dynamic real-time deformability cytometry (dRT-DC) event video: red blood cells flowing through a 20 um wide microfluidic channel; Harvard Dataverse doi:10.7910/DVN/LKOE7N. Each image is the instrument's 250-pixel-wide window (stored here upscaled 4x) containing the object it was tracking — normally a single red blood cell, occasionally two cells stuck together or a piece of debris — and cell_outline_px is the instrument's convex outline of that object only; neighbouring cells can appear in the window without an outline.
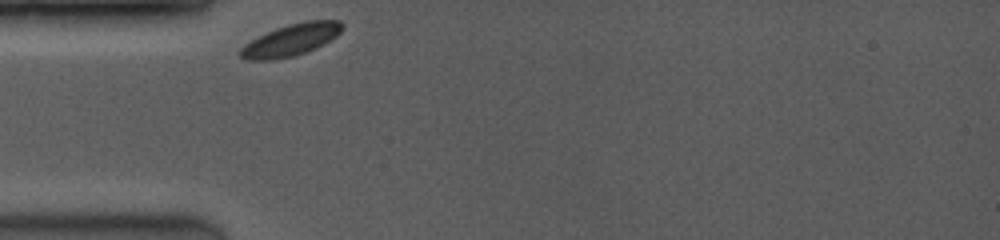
{"species": "common noctule bat (a hibernating species)", "species_latin": "Nyctalus noctula", "temperature_condition": "room temperature", "stored_images_in_passage": 3, "camera_frame_rate_fps": 3500, "um_per_image_px": 0.085, "animal": {"sex": "female", "body_mass_g": 19.0, "forearm_length_mm": 53.3}, "frame": {"image": 1, "passage_image": 1, "time_ms": 0.0, "image_size_px": [1000, 240], "cell_outline_px": [[344, 28], [336, 36], [324, 44], [316, 48], [292, 56], [272, 60], [244, 60], [240, 56], [240, 48], [244, 44], [276, 28], [288, 24], [304, 20], [340, 20], [344, 24]], "centroid_in_image_um": [24.76, 3.38], "position_along_channel_um": 60.2, "area_um2": 18.9}}
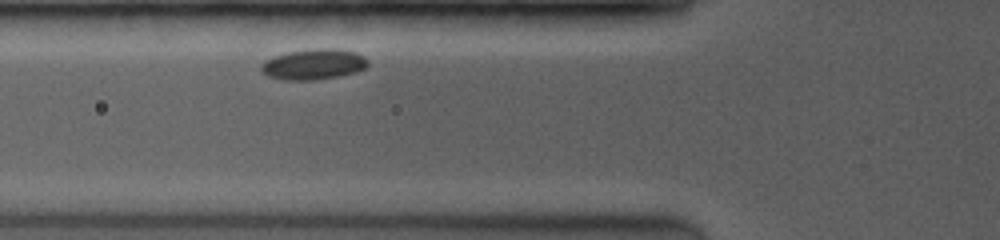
{"frame": {"image": 2, "passage_image": 3, "time_ms": 1.143, "image_size_px": [1000, 240], "cell_outline_px": [[368, 64], [364, 68], [356, 72], [316, 80], [284, 80], [268, 76], [260, 68], [260, 64], [264, 60], [288, 52], [316, 48], [336, 48], [356, 52], [364, 56], [368, 60]], "centroid_in_image_um": [26.66, 5.46], "position_along_channel_um": 99.1, "area_um2": 19.02}}